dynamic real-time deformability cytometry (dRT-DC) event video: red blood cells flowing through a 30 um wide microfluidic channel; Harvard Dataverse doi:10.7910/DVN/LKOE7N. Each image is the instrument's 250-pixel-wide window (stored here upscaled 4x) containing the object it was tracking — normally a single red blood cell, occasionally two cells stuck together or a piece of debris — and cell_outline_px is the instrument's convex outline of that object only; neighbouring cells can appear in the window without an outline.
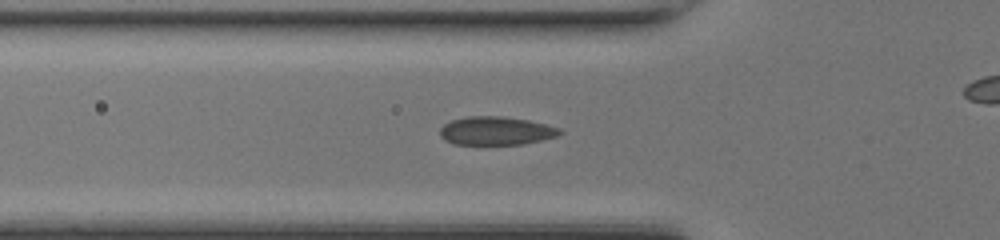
{"species": "common noctule bat (a hibernating species)", "species_latin": "Nyctalus noctula", "temperature_condition": "room temperature", "stored_images_in_passage": 38, "camera_frame_rate_fps": 3000, "um_per_image_px": 0.085, "animal": {"sex": "female", "body_mass_g": 17.0, "forearm_length_mm": 48.0}, "frame": {"image": 1, "passage_image": 15, "time_ms": 4.667, "image_size_px": [1000, 240], "cell_outline_px": [[564, 132], [556, 136], [524, 144], [452, 144], [444, 140], [440, 136], [440, 128], [444, 124], [452, 120], [468, 116], [504, 116], [528, 120], [560, 128]], "centroid_in_image_um": [42.14, 11.12], "position_along_channel_um": 83.7, "area_um2": 19.83}}
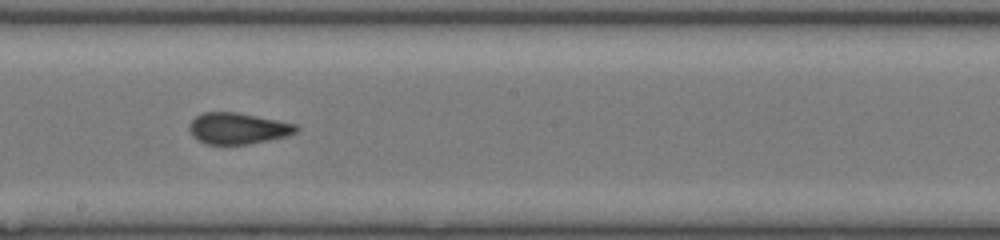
{"frame": {"image": 2, "passage_image": 25, "time_ms": 8.0, "image_size_px": [1000, 240], "cell_outline_px": [[300, 128], [296, 132], [284, 136], [248, 144], [204, 144], [196, 140], [192, 136], [188, 128], [192, 120], [196, 116], [204, 112], [236, 112], [296, 124]], "centroid_in_image_um": [20.16, 10.91], "position_along_channel_um": 228.0, "area_um2": 19.31}}
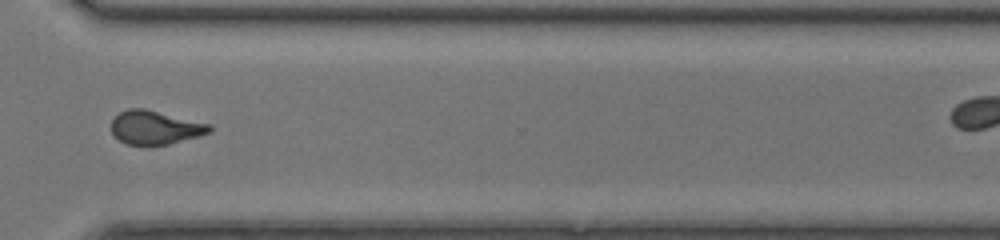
{"frame": {"image": 3, "passage_image": 34, "time_ms": 11.0, "image_size_px": [1000, 240], "cell_outline_px": [[212, 132], [200, 136], [168, 144], [144, 148], [124, 144], [112, 132], [112, 120], [120, 112], [128, 108], [144, 108], [212, 124]], "centroid_in_image_um": [13.21, 10.87], "position_along_channel_um": 357.4, "area_um2": 19.83}}